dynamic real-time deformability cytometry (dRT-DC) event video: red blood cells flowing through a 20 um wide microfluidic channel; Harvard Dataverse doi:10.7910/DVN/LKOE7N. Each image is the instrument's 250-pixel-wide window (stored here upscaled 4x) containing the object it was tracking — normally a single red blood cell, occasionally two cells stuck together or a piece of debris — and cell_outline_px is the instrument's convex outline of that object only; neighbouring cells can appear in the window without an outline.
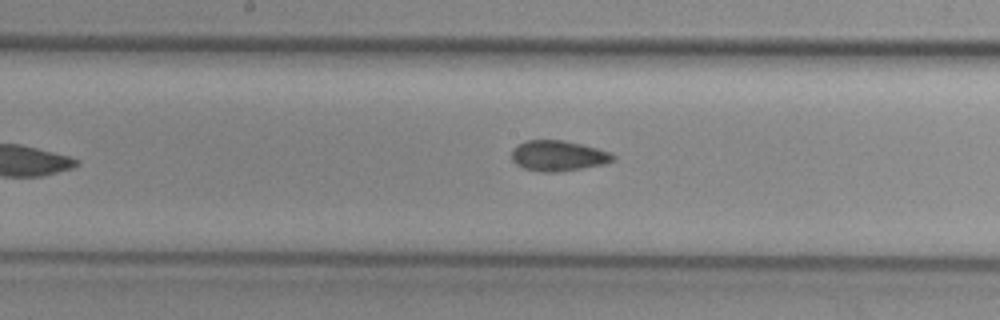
{"species": "common noctule bat (a hibernating species)", "species_latin": "Nyctalus noctula", "temperature_condition": "cold", "stored_images_in_passage": 9, "camera_frame_rate_fps": 3000, "um_per_image_px": 0.085, "animal": {"sex": "female", "body_mass_g": 29.2, "forearm_length_mm": 56.3}, "frame": {"image": 1, "passage_image": 8, "time_ms": 2.333, "image_size_px": [1000, 320], "cell_outline_px": [[616, 160], [604, 164], [556, 172], [544, 172], [524, 168], [516, 164], [512, 160], [512, 148], [516, 144], [528, 140], [564, 140], [596, 148], [608, 152], [616, 156]], "centroid_in_image_um": [47.42, 13.23], "position_along_channel_um": 200.8, "area_um2": 17.92}}
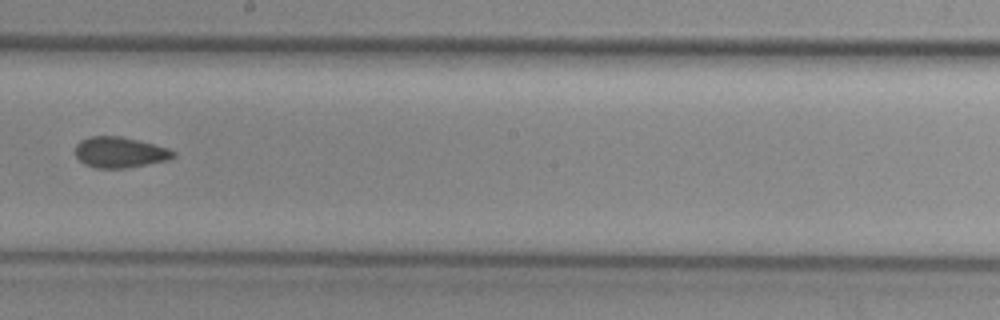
{"frame": {"image": 2, "passage_image": 9, "time_ms": 2.667, "image_size_px": [1000, 320], "cell_outline_px": [[176, 156], [168, 160], [124, 168], [96, 168], [84, 164], [76, 156], [76, 144], [80, 140], [88, 136], [120, 136], [168, 148], [176, 152]], "centroid_in_image_um": [10.17, 12.94], "position_along_channel_um": 238.0, "area_um2": 17.46}}